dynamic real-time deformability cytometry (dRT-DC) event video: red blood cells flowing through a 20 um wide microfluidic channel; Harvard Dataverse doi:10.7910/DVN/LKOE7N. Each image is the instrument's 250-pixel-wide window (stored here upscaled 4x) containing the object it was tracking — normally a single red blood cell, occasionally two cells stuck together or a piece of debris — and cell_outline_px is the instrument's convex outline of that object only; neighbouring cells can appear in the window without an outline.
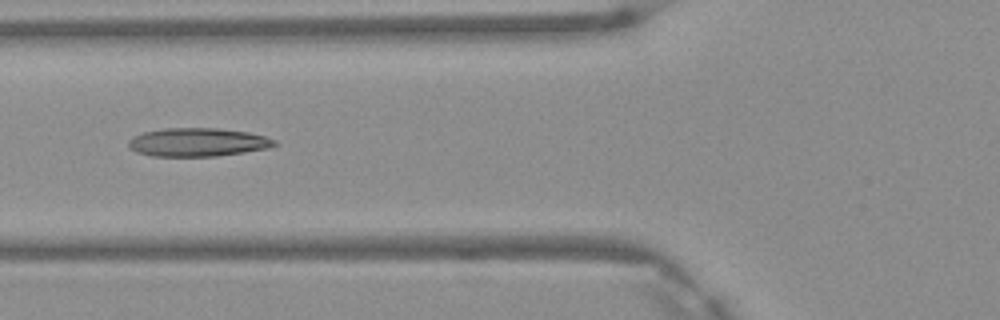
{"species": "Egyptian fruit bat (a non-hibernating species)", "species_latin": "Rousettus aegyptiacus", "temperature_condition": "warm", "stored_images_in_passage": 5, "camera_frame_rate_fps": 3000, "um_per_image_px": 0.085, "frame": {"image": 1, "passage_image": 5, "time_ms": 1.333, "image_size_px": [1000, 320], "cell_outline_px": [[280, 144], [268, 148], [244, 152], [216, 156], [152, 156], [136, 152], [128, 144], [128, 140], [132, 136], [144, 132], [164, 128], [216, 128], [248, 132], [264, 136], [276, 140]], "centroid_in_image_um": [16.82, 12.09], "position_along_channel_um": 109.0, "area_um2": 24.22}}